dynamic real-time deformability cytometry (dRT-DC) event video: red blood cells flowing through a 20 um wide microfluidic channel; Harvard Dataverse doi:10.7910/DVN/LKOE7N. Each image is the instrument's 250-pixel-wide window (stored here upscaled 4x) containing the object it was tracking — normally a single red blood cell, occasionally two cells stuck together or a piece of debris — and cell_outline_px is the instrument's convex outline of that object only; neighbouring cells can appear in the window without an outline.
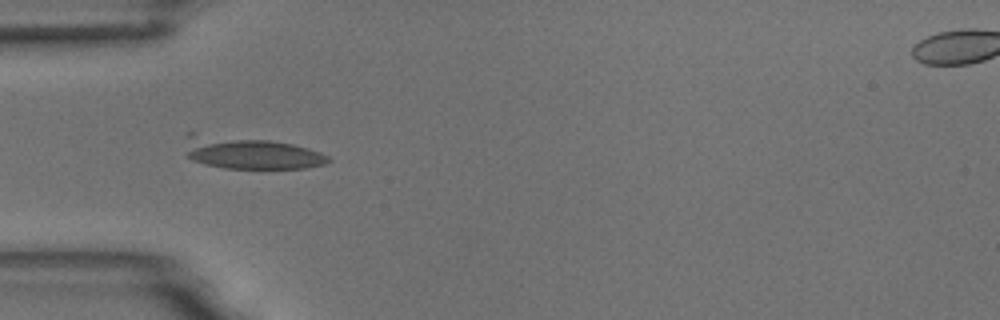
{"species": "common noctule bat (a hibernating species)", "species_latin": "Nyctalus noctula", "temperature_condition": "room temperature", "stored_images_in_passage": 10, "camera_frame_rate_fps": 3000, "um_per_image_px": 0.085, "animal": {"sex": "male", "body_mass_g": 18.8}, "frame": {"image": 1, "passage_image": 4, "time_ms": 1.0, "image_size_px": [1000, 320], "cell_outline_px": [[332, 160], [324, 164], [304, 168], [224, 168], [204, 164], [192, 160], [184, 156], [184, 152], [188, 132], [196, 132], [268, 140], [292, 144], [308, 148], [320, 152], [328, 156]], "centroid_in_image_um": [21.18, 12.97], "position_along_channel_um": 63.8, "area_um2": 27.17}}